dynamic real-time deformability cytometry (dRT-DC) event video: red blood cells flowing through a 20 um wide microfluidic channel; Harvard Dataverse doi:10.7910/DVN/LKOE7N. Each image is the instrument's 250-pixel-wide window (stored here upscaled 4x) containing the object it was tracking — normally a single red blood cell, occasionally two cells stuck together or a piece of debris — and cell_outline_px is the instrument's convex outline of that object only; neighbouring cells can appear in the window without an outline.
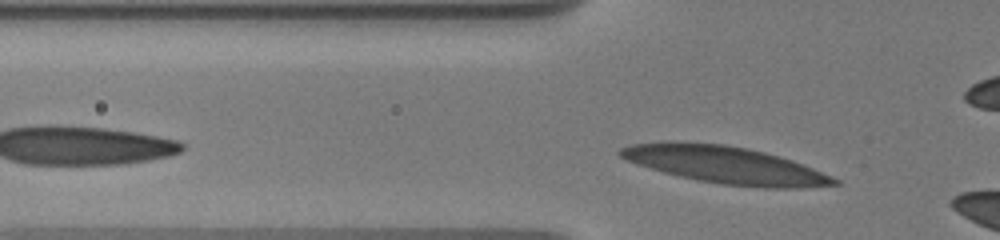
{"species": "human", "species_latin": "Homo sapiens", "temperature_condition": "warm", "stored_images_in_passage": 54, "camera_frame_rate_fps": 3000, "um_per_image_px": 0.085, "donor": {"sex": "male"}, "frame": {"image": 1, "passage_image": 2, "time_ms": 0.333, "image_size_px": [1000, 240], "cell_outline_px": [[840, 184], [800, 188], [764, 188], [720, 184], [696, 180], [664, 172], [636, 164], [620, 156], [616, 152], [620, 148], [628, 144], [664, 140], [676, 140], [724, 144], [748, 148], [780, 156], [804, 164], [832, 176], [840, 180]], "centroid_in_image_um": [61.61, 13.99], "position_along_channel_um": 64.2, "area_um2": 46.99}}
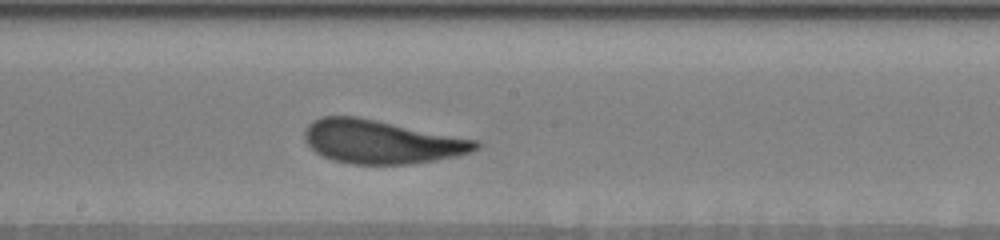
{"frame": {"image": 2, "passage_image": 22, "time_ms": 4.667, "image_size_px": [1000, 240], "cell_outline_px": [[480, 148], [456, 156], [408, 164], [352, 164], [332, 160], [316, 152], [304, 140], [304, 132], [308, 124], [312, 120], [320, 116], [356, 116], [480, 140]], "centroid_in_image_um": [32.4, 12.04], "position_along_channel_um": 215.8, "area_um2": 43.41}}
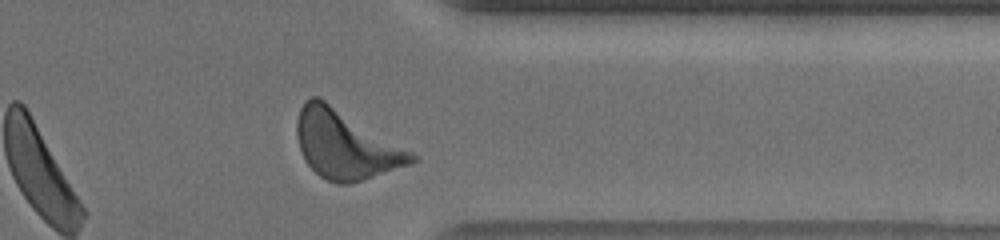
{"frame": {"image": 3, "passage_image": 51, "time_ms": 9.333, "image_size_px": [1000, 240], "cell_outline_px": [[420, 160], [412, 164], [348, 184], [340, 184], [328, 180], [320, 176], [304, 160], [296, 136], [296, 120], [300, 108], [304, 100], [312, 96], [316, 96], [324, 100], [420, 156]], "centroid_in_image_um": [29.37, 12.3], "position_along_channel_um": 382.0, "area_um2": 45.32}, "authors_computed_cell_mechanics": {"area_um2": 43.2055, "velocity_mm_per_s": 3.6164, "shape_relaxation_time_tau1_ms": 3.6258, "shape_relaxation_time_tau2_ms": 0.917, "deformation_change_tau1": 0.1735, "deformation_change_tau2": 0.0846}}